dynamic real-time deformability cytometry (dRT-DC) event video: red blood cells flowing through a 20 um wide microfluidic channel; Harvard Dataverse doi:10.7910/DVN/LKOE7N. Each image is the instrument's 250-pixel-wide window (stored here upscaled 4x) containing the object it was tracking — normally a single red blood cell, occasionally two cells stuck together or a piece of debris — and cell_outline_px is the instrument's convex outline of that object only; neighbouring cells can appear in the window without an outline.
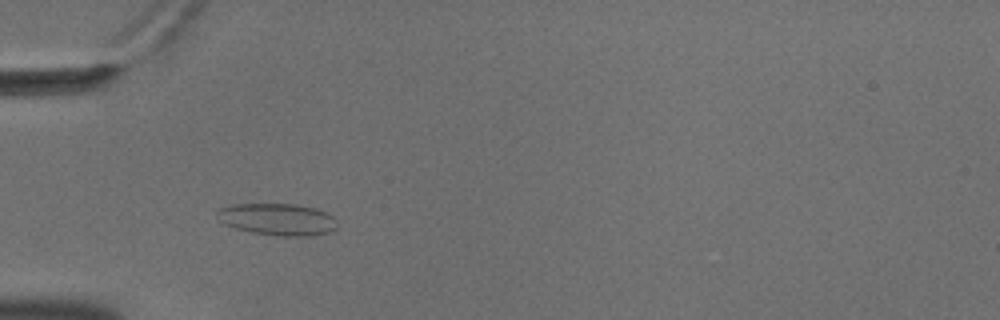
{"species": "common noctule bat (a hibernating species)", "species_latin": "Nyctalus noctula", "temperature_condition": "cold", "stored_images_in_passage": 51, "camera_frame_rate_fps": 3000, "um_per_image_px": 0.085, "animal": {"sex": "male", "body_mass_g": 18.8}, "frame": {"image": 1, "passage_image": 13, "time_ms": 4.0, "image_size_px": [1000, 320], "cell_outline_px": [[336, 228], [332, 232], [312, 236], [280, 236], [252, 232], [236, 228], [220, 220], [216, 212], [220, 208], [232, 204], [296, 204], [316, 208], [332, 216], [336, 224]], "centroid_in_image_um": [23.62, 18.64], "position_along_channel_um": 61.4, "area_um2": 22.2}}
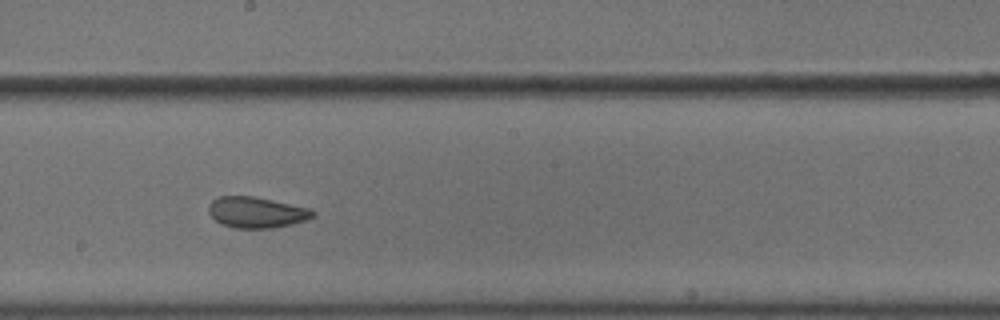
{"frame": {"image": 2, "passage_image": 27, "time_ms": 8.667, "image_size_px": [1000, 320], "cell_outline_px": [[316, 212], [308, 220], [292, 224], [272, 228], [232, 228], [220, 224], [208, 212], [208, 204], [216, 196], [252, 196], [272, 200], [308, 208]], "centroid_in_image_um": [21.76, 18.05], "position_along_channel_um": 226.4, "area_um2": 18.84}}
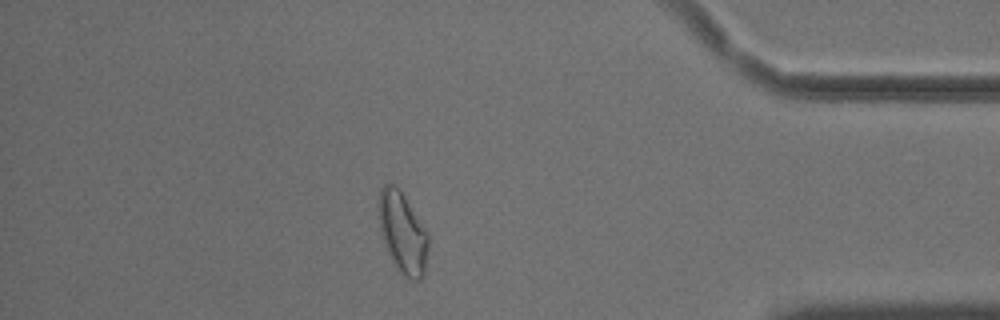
{"frame": {"image": 3, "passage_image": 44, "time_ms": 14.333, "image_size_px": [1000, 320], "cell_outline_px": [[428, 248], [424, 276], [420, 280], [408, 280], [396, 268], [388, 252], [380, 232], [380, 188], [384, 184], [392, 184], [400, 188], [428, 232]], "centroid_in_image_um": [34.26, 19.81], "position_along_channel_um": 400.9, "area_um2": 23.41}, "authors_computed_cell_mechanics": {"area_um2": 21.675, "velocity_mm_per_s": 3.6222, "shape_relaxation_time_tau1_ms": null, "shape_relaxation_time_tau2_ms": 1.5582, "deformation_change_tau1": null, "deformation_change_tau2": 0.0725}}